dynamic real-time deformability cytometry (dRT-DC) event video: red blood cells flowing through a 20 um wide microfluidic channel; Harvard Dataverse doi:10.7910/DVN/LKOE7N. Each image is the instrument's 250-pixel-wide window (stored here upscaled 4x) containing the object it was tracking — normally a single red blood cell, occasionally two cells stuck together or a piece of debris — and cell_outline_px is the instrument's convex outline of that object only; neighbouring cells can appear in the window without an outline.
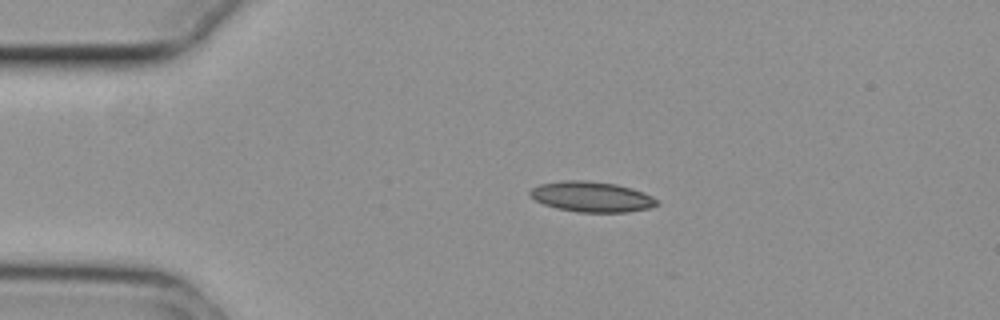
{"species": "common noctule bat (a hibernating species)", "species_latin": "Nyctalus noctula", "temperature_condition": "cold", "stored_images_in_passage": 6, "camera_frame_rate_fps": 3000, "um_per_image_px": 0.085, "animal": {"sex": "female", "body_mass_g": 29.2, "forearm_length_mm": 56.3}, "frame": {"image": 1, "passage_image": 1, "time_ms": 0.0, "image_size_px": [1000, 320], "cell_outline_px": [[660, 204], [648, 208], [628, 212], [576, 212], [556, 208], [544, 204], [536, 200], [528, 192], [532, 188], [540, 184], [564, 180], [584, 180], [616, 184], [632, 188], [644, 192], [652, 196]], "centroid_in_image_um": [50.3, 16.72], "position_along_channel_um": 34.7, "area_um2": 22.43}}